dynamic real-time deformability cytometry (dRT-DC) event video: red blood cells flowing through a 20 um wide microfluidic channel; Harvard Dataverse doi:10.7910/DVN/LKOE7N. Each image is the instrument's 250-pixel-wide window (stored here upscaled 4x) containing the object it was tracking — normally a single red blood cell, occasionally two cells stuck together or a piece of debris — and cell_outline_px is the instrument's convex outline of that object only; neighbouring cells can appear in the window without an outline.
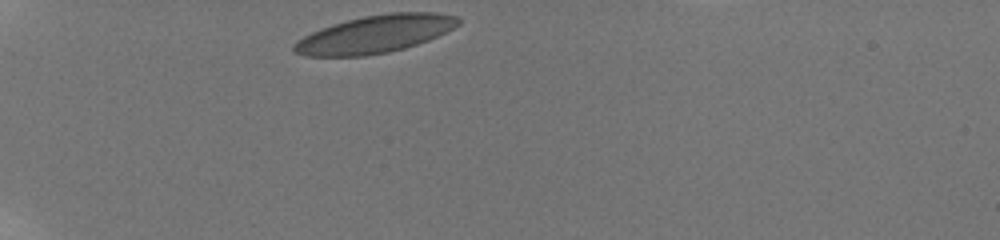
{"species": "human", "species_latin": "Homo sapiens", "temperature_condition": "room temperature", "stored_images_in_passage": 31, "camera_frame_rate_fps": 3000, "um_per_image_px": 0.085, "donor": {"sex": "male"}, "frame": {"image": 1, "passage_image": 1, "time_ms": 0.0, "image_size_px": [1000, 240], "cell_outline_px": [[460, 24], [428, 40], [404, 48], [388, 52], [368, 56], [304, 56], [292, 52], [292, 44], [296, 40], [320, 28], [332, 24], [364, 16], [388, 12], [436, 12], [456, 16], [460, 20]], "centroid_in_image_um": [31.83, 2.9], "position_along_channel_um": 53.2, "area_um2": 36.07}}
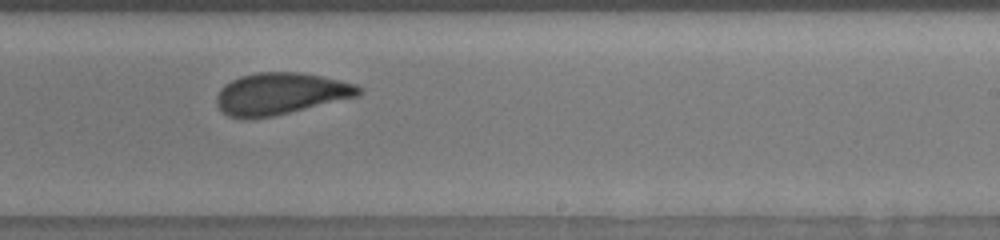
{"frame": {"image": 2, "passage_image": 16, "time_ms": 6.667, "image_size_px": [1000, 240], "cell_outline_px": [[364, 92], [360, 96], [272, 116], [244, 120], [228, 116], [216, 104], [216, 96], [220, 88], [224, 84], [240, 76], [256, 72], [300, 72], [340, 80], [356, 84], [364, 88]], "centroid_in_image_um": [23.85, 7.96], "position_along_channel_um": 265.1, "area_um2": 34.91}}
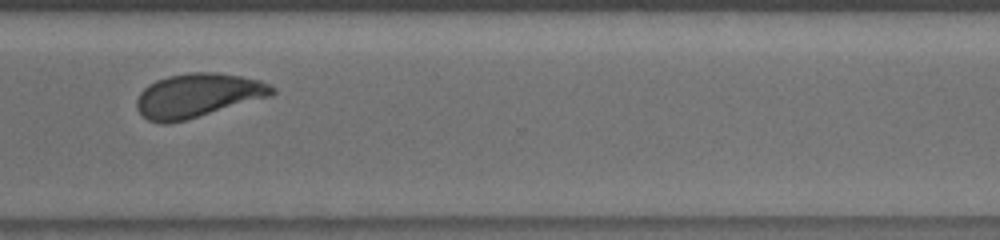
{"frame": {"image": 3, "passage_image": 24, "time_ms": 9.0, "image_size_px": [1000, 240], "cell_outline_px": [[276, 92], [272, 96], [184, 120], [168, 124], [160, 124], [148, 120], [136, 108], [136, 100], [140, 92], [148, 84], [156, 80], [168, 76], [192, 72], [216, 72], [240, 76], [260, 80], [276, 88]], "centroid_in_image_um": [16.8, 8.11], "position_along_channel_um": 353.8, "area_um2": 34.62}, "authors_computed_cell_mechanics": {"area_um2": 34.7956, "velocity_mm_per_s": 3.7854, "shape_relaxation_time_tau1_ms": 7.0758, "shape_relaxation_time_tau2_ms": 1.1535, "deformation_change_tau1": 0.1739, "deformation_change_tau2": 0.0841}}